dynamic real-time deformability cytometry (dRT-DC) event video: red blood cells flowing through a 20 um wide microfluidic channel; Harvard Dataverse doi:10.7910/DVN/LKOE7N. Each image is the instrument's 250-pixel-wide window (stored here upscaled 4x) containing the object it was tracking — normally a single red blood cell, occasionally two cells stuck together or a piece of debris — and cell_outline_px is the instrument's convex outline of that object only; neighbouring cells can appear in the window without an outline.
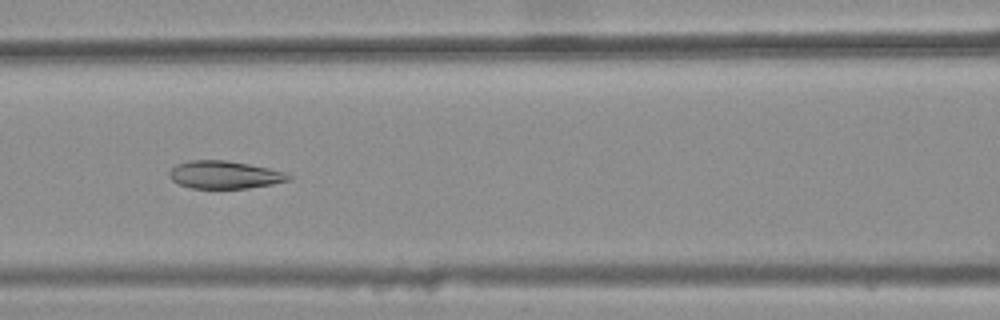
{"species": "common noctule bat (a hibernating species)", "species_latin": "Nyctalus noctula", "temperature_condition": "warm", "stored_images_in_passage": 34, "camera_frame_rate_fps": 3000, "um_per_image_px": 0.085, "animal": {"sex": "female", "body_mass_g": 25.1}, "frame": {"image": 1, "passage_image": 16, "time_ms": 5.0, "image_size_px": [1000, 320], "cell_outline_px": [[292, 180], [272, 184], [248, 188], [192, 188], [180, 184], [172, 180], [168, 176], [168, 172], [176, 164], [188, 160], [224, 160], [248, 164], [268, 168], [284, 172], [292, 176]], "centroid_in_image_um": [19.08, 14.85], "position_along_channel_um": 147.5, "area_um2": 19.25}}
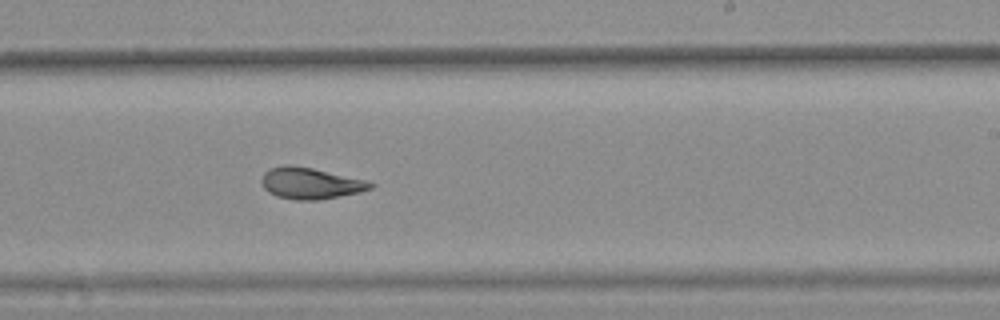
{"frame": {"image": 2, "passage_image": 25, "time_ms": 8.0, "image_size_px": [1000, 320], "cell_outline_px": [[376, 184], [372, 188], [360, 192], [320, 200], [296, 200], [276, 196], [268, 192], [264, 188], [260, 180], [264, 172], [268, 168], [284, 164], [292, 164], [312, 168], [368, 180]], "centroid_in_image_um": [26.37, 15.57], "position_along_channel_um": 262.6, "area_um2": 20.23}}
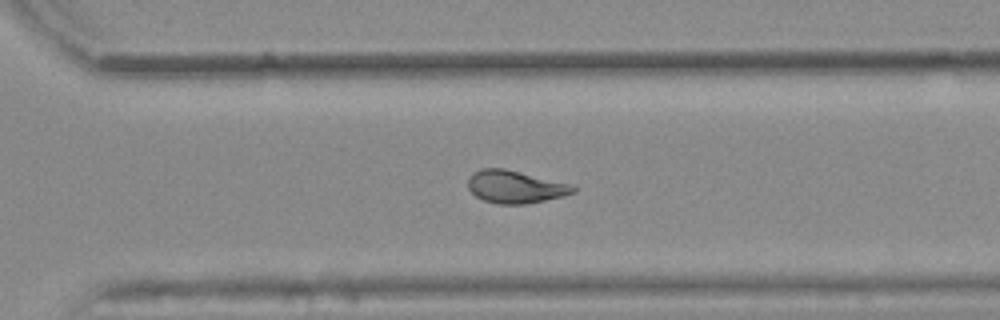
{"frame": {"image": 3, "passage_image": 30, "time_ms": 9.667, "image_size_px": [1000, 320], "cell_outline_px": [[576, 192], [564, 196], [524, 204], [500, 204], [484, 200], [476, 196], [468, 188], [468, 176], [472, 172], [480, 168], [504, 168], [568, 184], [576, 188]], "centroid_in_image_um": [43.74, 15.87], "position_along_channel_um": 326.9, "area_um2": 19.77}, "authors_computed_cell_mechanics": {"area_um2": 19.9699, "velocity_mm_per_s": 3.8429, "shape_relaxation_time_tau1_ms": null, "shape_relaxation_time_tau2_ms": 2.0389, "deformation_change_tau1": null, "deformation_change_tau2": 0.0906}}